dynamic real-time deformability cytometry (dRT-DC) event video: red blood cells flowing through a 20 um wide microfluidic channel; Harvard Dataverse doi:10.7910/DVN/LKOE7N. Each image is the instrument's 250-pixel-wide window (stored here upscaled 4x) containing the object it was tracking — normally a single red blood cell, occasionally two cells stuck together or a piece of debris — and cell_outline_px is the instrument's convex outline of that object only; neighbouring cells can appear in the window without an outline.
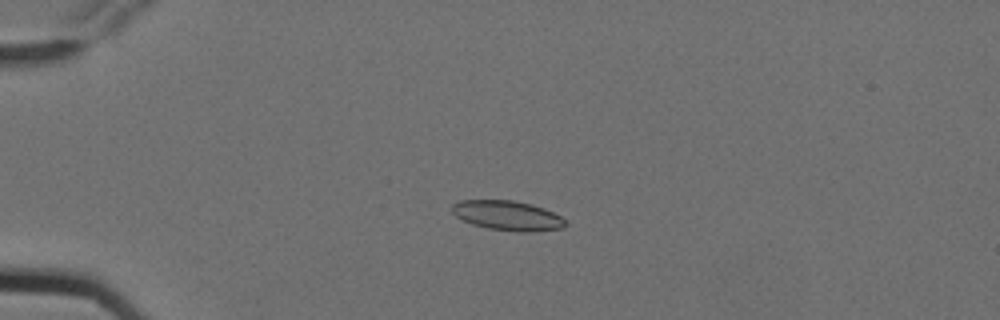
{"species": "Egyptian fruit bat (a non-hibernating species)", "species_latin": "Rousettus aegyptiacus", "temperature_condition": "cold", "stored_images_in_passage": 3, "camera_frame_rate_fps": 3000, "um_per_image_px": 0.085, "animal": {"sex": "female"}, "frame": {"image": 1, "passage_image": 2, "time_ms": 0.333, "image_size_px": [1000, 320], "cell_outline_px": [[568, 224], [564, 228], [528, 232], [516, 232], [488, 228], [472, 224], [456, 216], [452, 212], [452, 204], [460, 200], [512, 200], [532, 204], [544, 208], [560, 216]], "centroid_in_image_um": [43.15, 18.32], "position_along_channel_um": 41.8, "area_um2": 19.65}}